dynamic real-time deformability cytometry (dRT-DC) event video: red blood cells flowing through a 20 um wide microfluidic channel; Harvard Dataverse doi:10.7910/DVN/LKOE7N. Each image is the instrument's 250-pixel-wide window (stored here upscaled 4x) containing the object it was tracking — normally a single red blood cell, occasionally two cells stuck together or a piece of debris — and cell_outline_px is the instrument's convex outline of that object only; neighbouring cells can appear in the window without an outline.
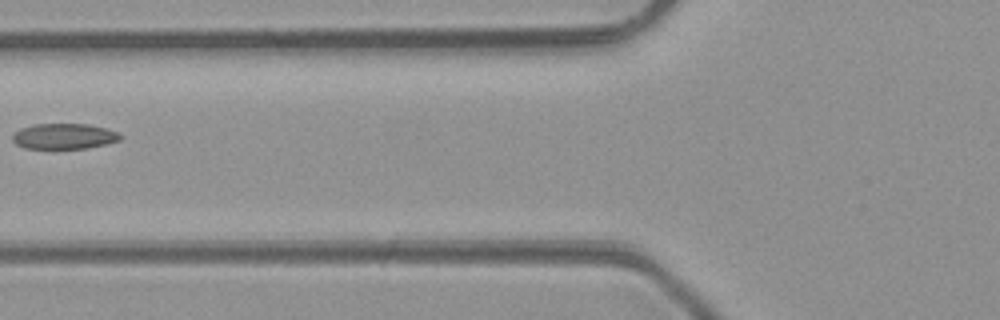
{"species": "common noctule bat (a hibernating species)", "species_latin": "Nyctalus noctula", "temperature_condition": "room temperature", "stored_images_in_passage": 8, "camera_frame_rate_fps": 3000, "um_per_image_px": 0.085, "animal": {"sex": "male", "body_mass_g": 23.1, "forearm_length_mm": 52.7}, "frame": {"image": 1, "passage_image": 8, "time_ms": 8.333, "image_size_px": [1000, 320], "cell_outline_px": [[124, 136], [120, 140], [88, 148], [24, 148], [16, 144], [12, 140], [12, 136], [20, 128], [36, 124], [88, 124], [104, 128], [116, 132]], "centroid_in_image_um": [5.44, 11.58], "position_along_channel_um": 120.4, "area_um2": 15.9}}